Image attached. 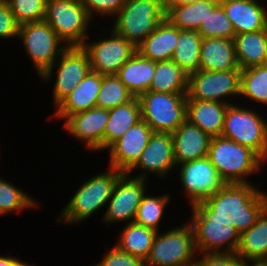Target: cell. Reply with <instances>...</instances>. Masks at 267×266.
I'll return each mask as SVG.
<instances>
[{
	"label": "cell",
	"instance_id": "36",
	"mask_svg": "<svg viewBox=\"0 0 267 266\" xmlns=\"http://www.w3.org/2000/svg\"><path fill=\"white\" fill-rule=\"evenodd\" d=\"M134 96L116 75H102V84L98 93L96 107L111 109L126 104Z\"/></svg>",
	"mask_w": 267,
	"mask_h": 266
},
{
	"label": "cell",
	"instance_id": "38",
	"mask_svg": "<svg viewBox=\"0 0 267 266\" xmlns=\"http://www.w3.org/2000/svg\"><path fill=\"white\" fill-rule=\"evenodd\" d=\"M17 24L23 25L45 19L46 0H6Z\"/></svg>",
	"mask_w": 267,
	"mask_h": 266
},
{
	"label": "cell",
	"instance_id": "10",
	"mask_svg": "<svg viewBox=\"0 0 267 266\" xmlns=\"http://www.w3.org/2000/svg\"><path fill=\"white\" fill-rule=\"evenodd\" d=\"M59 59V60H58ZM52 66L41 76L40 80L48 83L56 69L52 104L56 107L91 71L90 58L82 46H68Z\"/></svg>",
	"mask_w": 267,
	"mask_h": 266
},
{
	"label": "cell",
	"instance_id": "32",
	"mask_svg": "<svg viewBox=\"0 0 267 266\" xmlns=\"http://www.w3.org/2000/svg\"><path fill=\"white\" fill-rule=\"evenodd\" d=\"M203 38L197 30H180L172 59L188 75L200 70V51Z\"/></svg>",
	"mask_w": 267,
	"mask_h": 266
},
{
	"label": "cell",
	"instance_id": "24",
	"mask_svg": "<svg viewBox=\"0 0 267 266\" xmlns=\"http://www.w3.org/2000/svg\"><path fill=\"white\" fill-rule=\"evenodd\" d=\"M200 69L208 71L241 70L234 48V40L203 38L200 51Z\"/></svg>",
	"mask_w": 267,
	"mask_h": 266
},
{
	"label": "cell",
	"instance_id": "19",
	"mask_svg": "<svg viewBox=\"0 0 267 266\" xmlns=\"http://www.w3.org/2000/svg\"><path fill=\"white\" fill-rule=\"evenodd\" d=\"M265 1L219 0V4L231 20L237 35L267 28V4Z\"/></svg>",
	"mask_w": 267,
	"mask_h": 266
},
{
	"label": "cell",
	"instance_id": "39",
	"mask_svg": "<svg viewBox=\"0 0 267 266\" xmlns=\"http://www.w3.org/2000/svg\"><path fill=\"white\" fill-rule=\"evenodd\" d=\"M83 6L87 10L89 16L92 20L96 17L114 18L120 9L124 6L126 0H81ZM96 15V16H95ZM97 15H99L97 17ZM102 16V17H101Z\"/></svg>",
	"mask_w": 267,
	"mask_h": 266
},
{
	"label": "cell",
	"instance_id": "15",
	"mask_svg": "<svg viewBox=\"0 0 267 266\" xmlns=\"http://www.w3.org/2000/svg\"><path fill=\"white\" fill-rule=\"evenodd\" d=\"M146 183L148 181L145 179L123 173L117 179L112 195L107 202L102 222L107 226L112 223L134 222L138 206L147 191Z\"/></svg>",
	"mask_w": 267,
	"mask_h": 266
},
{
	"label": "cell",
	"instance_id": "37",
	"mask_svg": "<svg viewBox=\"0 0 267 266\" xmlns=\"http://www.w3.org/2000/svg\"><path fill=\"white\" fill-rule=\"evenodd\" d=\"M197 31L202 38L219 37L233 39L236 35L231 20L227 17L220 4L208 13Z\"/></svg>",
	"mask_w": 267,
	"mask_h": 266
},
{
	"label": "cell",
	"instance_id": "42",
	"mask_svg": "<svg viewBox=\"0 0 267 266\" xmlns=\"http://www.w3.org/2000/svg\"><path fill=\"white\" fill-rule=\"evenodd\" d=\"M19 25L15 21L6 0H0V38L8 40L18 36Z\"/></svg>",
	"mask_w": 267,
	"mask_h": 266
},
{
	"label": "cell",
	"instance_id": "5",
	"mask_svg": "<svg viewBox=\"0 0 267 266\" xmlns=\"http://www.w3.org/2000/svg\"><path fill=\"white\" fill-rule=\"evenodd\" d=\"M229 104L221 136L250 148L267 162V119L254 108Z\"/></svg>",
	"mask_w": 267,
	"mask_h": 266
},
{
	"label": "cell",
	"instance_id": "34",
	"mask_svg": "<svg viewBox=\"0 0 267 266\" xmlns=\"http://www.w3.org/2000/svg\"><path fill=\"white\" fill-rule=\"evenodd\" d=\"M148 193L142 197L134 222L159 232L163 215L166 214L164 211L172 198L170 192L157 196Z\"/></svg>",
	"mask_w": 267,
	"mask_h": 266
},
{
	"label": "cell",
	"instance_id": "1",
	"mask_svg": "<svg viewBox=\"0 0 267 266\" xmlns=\"http://www.w3.org/2000/svg\"><path fill=\"white\" fill-rule=\"evenodd\" d=\"M252 183L225 184L194 207L206 219H223L241 234L250 229L267 209V192Z\"/></svg>",
	"mask_w": 267,
	"mask_h": 266
},
{
	"label": "cell",
	"instance_id": "18",
	"mask_svg": "<svg viewBox=\"0 0 267 266\" xmlns=\"http://www.w3.org/2000/svg\"><path fill=\"white\" fill-rule=\"evenodd\" d=\"M152 133L151 127L142 119L130 127L107 149L110 150L108 167L127 173L138 162Z\"/></svg>",
	"mask_w": 267,
	"mask_h": 266
},
{
	"label": "cell",
	"instance_id": "7",
	"mask_svg": "<svg viewBox=\"0 0 267 266\" xmlns=\"http://www.w3.org/2000/svg\"><path fill=\"white\" fill-rule=\"evenodd\" d=\"M44 20L68 46H82L91 35L93 21L81 0H46Z\"/></svg>",
	"mask_w": 267,
	"mask_h": 266
},
{
	"label": "cell",
	"instance_id": "9",
	"mask_svg": "<svg viewBox=\"0 0 267 266\" xmlns=\"http://www.w3.org/2000/svg\"><path fill=\"white\" fill-rule=\"evenodd\" d=\"M141 119L153 132L173 133L185 120L187 94L147 91L139 97Z\"/></svg>",
	"mask_w": 267,
	"mask_h": 266
},
{
	"label": "cell",
	"instance_id": "11",
	"mask_svg": "<svg viewBox=\"0 0 267 266\" xmlns=\"http://www.w3.org/2000/svg\"><path fill=\"white\" fill-rule=\"evenodd\" d=\"M240 82L241 70L208 71L200 69L188 75L187 99L233 104L235 102L231 100L232 98L235 100L236 97L238 100L239 97L240 99Z\"/></svg>",
	"mask_w": 267,
	"mask_h": 266
},
{
	"label": "cell",
	"instance_id": "21",
	"mask_svg": "<svg viewBox=\"0 0 267 266\" xmlns=\"http://www.w3.org/2000/svg\"><path fill=\"white\" fill-rule=\"evenodd\" d=\"M102 75L90 71L84 79L55 108L53 117L66 120L69 116L96 107Z\"/></svg>",
	"mask_w": 267,
	"mask_h": 266
},
{
	"label": "cell",
	"instance_id": "40",
	"mask_svg": "<svg viewBox=\"0 0 267 266\" xmlns=\"http://www.w3.org/2000/svg\"><path fill=\"white\" fill-rule=\"evenodd\" d=\"M198 254L196 257L195 266H251L247 263H244L240 258L237 257L235 253L217 252Z\"/></svg>",
	"mask_w": 267,
	"mask_h": 266
},
{
	"label": "cell",
	"instance_id": "14",
	"mask_svg": "<svg viewBox=\"0 0 267 266\" xmlns=\"http://www.w3.org/2000/svg\"><path fill=\"white\" fill-rule=\"evenodd\" d=\"M179 182L185 190L187 202L191 206L204 202L220 190L226 182L222 179L208 156L178 164Z\"/></svg>",
	"mask_w": 267,
	"mask_h": 266
},
{
	"label": "cell",
	"instance_id": "20",
	"mask_svg": "<svg viewBox=\"0 0 267 266\" xmlns=\"http://www.w3.org/2000/svg\"><path fill=\"white\" fill-rule=\"evenodd\" d=\"M175 165L208 156L212 137L185 120L173 133Z\"/></svg>",
	"mask_w": 267,
	"mask_h": 266
},
{
	"label": "cell",
	"instance_id": "28",
	"mask_svg": "<svg viewBox=\"0 0 267 266\" xmlns=\"http://www.w3.org/2000/svg\"><path fill=\"white\" fill-rule=\"evenodd\" d=\"M140 120L141 106L138 97H134L126 104L109 109V119L104 133V150L106 151Z\"/></svg>",
	"mask_w": 267,
	"mask_h": 266
},
{
	"label": "cell",
	"instance_id": "23",
	"mask_svg": "<svg viewBox=\"0 0 267 266\" xmlns=\"http://www.w3.org/2000/svg\"><path fill=\"white\" fill-rule=\"evenodd\" d=\"M228 105L216 101L187 99L186 119L211 137L221 136Z\"/></svg>",
	"mask_w": 267,
	"mask_h": 266
},
{
	"label": "cell",
	"instance_id": "12",
	"mask_svg": "<svg viewBox=\"0 0 267 266\" xmlns=\"http://www.w3.org/2000/svg\"><path fill=\"white\" fill-rule=\"evenodd\" d=\"M189 223L193 228L197 253H236L240 233L228 221L206 219L194 206Z\"/></svg>",
	"mask_w": 267,
	"mask_h": 266
},
{
	"label": "cell",
	"instance_id": "17",
	"mask_svg": "<svg viewBox=\"0 0 267 266\" xmlns=\"http://www.w3.org/2000/svg\"><path fill=\"white\" fill-rule=\"evenodd\" d=\"M109 109L94 107L69 116L63 121L69 136L82 141L90 152L104 151V133Z\"/></svg>",
	"mask_w": 267,
	"mask_h": 266
},
{
	"label": "cell",
	"instance_id": "25",
	"mask_svg": "<svg viewBox=\"0 0 267 266\" xmlns=\"http://www.w3.org/2000/svg\"><path fill=\"white\" fill-rule=\"evenodd\" d=\"M179 39V28L166 18L137 47V51L149 60L159 62L172 59Z\"/></svg>",
	"mask_w": 267,
	"mask_h": 266
},
{
	"label": "cell",
	"instance_id": "44",
	"mask_svg": "<svg viewBox=\"0 0 267 266\" xmlns=\"http://www.w3.org/2000/svg\"><path fill=\"white\" fill-rule=\"evenodd\" d=\"M198 0H165V5H184L194 3Z\"/></svg>",
	"mask_w": 267,
	"mask_h": 266
},
{
	"label": "cell",
	"instance_id": "26",
	"mask_svg": "<svg viewBox=\"0 0 267 266\" xmlns=\"http://www.w3.org/2000/svg\"><path fill=\"white\" fill-rule=\"evenodd\" d=\"M155 69L156 62L137 51L123 64L116 76L134 97H139L149 90Z\"/></svg>",
	"mask_w": 267,
	"mask_h": 266
},
{
	"label": "cell",
	"instance_id": "22",
	"mask_svg": "<svg viewBox=\"0 0 267 266\" xmlns=\"http://www.w3.org/2000/svg\"><path fill=\"white\" fill-rule=\"evenodd\" d=\"M235 254L251 266L267 265V209L250 229L240 234Z\"/></svg>",
	"mask_w": 267,
	"mask_h": 266
},
{
	"label": "cell",
	"instance_id": "35",
	"mask_svg": "<svg viewBox=\"0 0 267 266\" xmlns=\"http://www.w3.org/2000/svg\"><path fill=\"white\" fill-rule=\"evenodd\" d=\"M35 200L13 182L0 178V217L10 212L21 213L26 209H34L39 205Z\"/></svg>",
	"mask_w": 267,
	"mask_h": 266
},
{
	"label": "cell",
	"instance_id": "43",
	"mask_svg": "<svg viewBox=\"0 0 267 266\" xmlns=\"http://www.w3.org/2000/svg\"><path fill=\"white\" fill-rule=\"evenodd\" d=\"M0 266H34L13 256H0Z\"/></svg>",
	"mask_w": 267,
	"mask_h": 266
},
{
	"label": "cell",
	"instance_id": "27",
	"mask_svg": "<svg viewBox=\"0 0 267 266\" xmlns=\"http://www.w3.org/2000/svg\"><path fill=\"white\" fill-rule=\"evenodd\" d=\"M240 69L267 64V28L233 38Z\"/></svg>",
	"mask_w": 267,
	"mask_h": 266
},
{
	"label": "cell",
	"instance_id": "29",
	"mask_svg": "<svg viewBox=\"0 0 267 266\" xmlns=\"http://www.w3.org/2000/svg\"><path fill=\"white\" fill-rule=\"evenodd\" d=\"M219 0H198L184 5H165V18L180 30H198Z\"/></svg>",
	"mask_w": 267,
	"mask_h": 266
},
{
	"label": "cell",
	"instance_id": "2",
	"mask_svg": "<svg viewBox=\"0 0 267 266\" xmlns=\"http://www.w3.org/2000/svg\"><path fill=\"white\" fill-rule=\"evenodd\" d=\"M107 171L97 172L79 186L69 202L61 209L57 223L75 224L86 221L91 215L98 214L107 205L112 195L117 179L123 174L115 168L108 167ZM98 211V212H97Z\"/></svg>",
	"mask_w": 267,
	"mask_h": 266
},
{
	"label": "cell",
	"instance_id": "13",
	"mask_svg": "<svg viewBox=\"0 0 267 266\" xmlns=\"http://www.w3.org/2000/svg\"><path fill=\"white\" fill-rule=\"evenodd\" d=\"M108 31L110 34H107ZM101 32V35L106 32L107 37L92 42L87 38L82 47L89 55L92 71L101 75H116L123 64L137 52V48L112 28Z\"/></svg>",
	"mask_w": 267,
	"mask_h": 266
},
{
	"label": "cell",
	"instance_id": "33",
	"mask_svg": "<svg viewBox=\"0 0 267 266\" xmlns=\"http://www.w3.org/2000/svg\"><path fill=\"white\" fill-rule=\"evenodd\" d=\"M240 97L267 107V64L241 69Z\"/></svg>",
	"mask_w": 267,
	"mask_h": 266
},
{
	"label": "cell",
	"instance_id": "41",
	"mask_svg": "<svg viewBox=\"0 0 267 266\" xmlns=\"http://www.w3.org/2000/svg\"><path fill=\"white\" fill-rule=\"evenodd\" d=\"M106 252L102 261L94 266H145L143 259L120 250L116 245Z\"/></svg>",
	"mask_w": 267,
	"mask_h": 266
},
{
	"label": "cell",
	"instance_id": "30",
	"mask_svg": "<svg viewBox=\"0 0 267 266\" xmlns=\"http://www.w3.org/2000/svg\"><path fill=\"white\" fill-rule=\"evenodd\" d=\"M149 91L187 94L188 74L173 60L156 62Z\"/></svg>",
	"mask_w": 267,
	"mask_h": 266
},
{
	"label": "cell",
	"instance_id": "8",
	"mask_svg": "<svg viewBox=\"0 0 267 266\" xmlns=\"http://www.w3.org/2000/svg\"><path fill=\"white\" fill-rule=\"evenodd\" d=\"M17 39L22 41L23 50L30 58L40 77L68 47L45 21H35L19 26Z\"/></svg>",
	"mask_w": 267,
	"mask_h": 266
},
{
	"label": "cell",
	"instance_id": "16",
	"mask_svg": "<svg viewBox=\"0 0 267 266\" xmlns=\"http://www.w3.org/2000/svg\"><path fill=\"white\" fill-rule=\"evenodd\" d=\"M173 169H176V165L172 133L153 132L138 162L127 174L131 175L133 171L140 170V173L133 177L148 180L149 175L153 174L165 179L168 174H172Z\"/></svg>",
	"mask_w": 267,
	"mask_h": 266
},
{
	"label": "cell",
	"instance_id": "31",
	"mask_svg": "<svg viewBox=\"0 0 267 266\" xmlns=\"http://www.w3.org/2000/svg\"><path fill=\"white\" fill-rule=\"evenodd\" d=\"M121 230L115 245L120 250L145 261L157 231L135 222L126 224Z\"/></svg>",
	"mask_w": 267,
	"mask_h": 266
},
{
	"label": "cell",
	"instance_id": "4",
	"mask_svg": "<svg viewBox=\"0 0 267 266\" xmlns=\"http://www.w3.org/2000/svg\"><path fill=\"white\" fill-rule=\"evenodd\" d=\"M165 13L164 0H128L110 25L137 48L165 19Z\"/></svg>",
	"mask_w": 267,
	"mask_h": 266
},
{
	"label": "cell",
	"instance_id": "3",
	"mask_svg": "<svg viewBox=\"0 0 267 266\" xmlns=\"http://www.w3.org/2000/svg\"><path fill=\"white\" fill-rule=\"evenodd\" d=\"M208 157L226 184L250 183L247 178L265 164L250 148L222 136L212 137Z\"/></svg>",
	"mask_w": 267,
	"mask_h": 266
},
{
	"label": "cell",
	"instance_id": "6",
	"mask_svg": "<svg viewBox=\"0 0 267 266\" xmlns=\"http://www.w3.org/2000/svg\"><path fill=\"white\" fill-rule=\"evenodd\" d=\"M196 256L193 228L187 221L162 233L157 232L145 266H190L195 265Z\"/></svg>",
	"mask_w": 267,
	"mask_h": 266
}]
</instances>
